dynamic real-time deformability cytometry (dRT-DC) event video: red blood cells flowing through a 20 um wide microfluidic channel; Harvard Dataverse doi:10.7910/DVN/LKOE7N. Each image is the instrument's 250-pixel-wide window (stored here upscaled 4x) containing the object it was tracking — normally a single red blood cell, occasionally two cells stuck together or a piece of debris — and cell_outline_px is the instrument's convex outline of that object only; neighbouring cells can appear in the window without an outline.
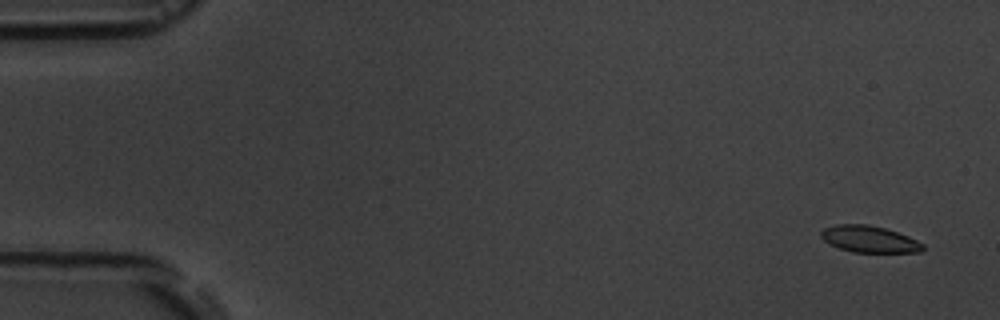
{"species": "common noctule bat (a hibernating species)", "species_latin": "Nyctalus noctula", "temperature_condition": "room temperature", "stored_images_in_passage": 5, "camera_frame_rate_fps": 3000, "um_per_image_px": 0.085, "animal": {"sex": "male", "body_mass_g": 19.5, "forearm_length_mm": 54.6}, "frame": {"image": 1, "passage_image": 1, "time_ms": 0.0, "image_size_px": [1000, 320], "cell_outline_px": [[924, 248], [920, 252], [852, 252], [828, 244], [820, 236], [820, 232], [824, 228], [836, 224], [868, 224], [884, 228], [908, 236], [924, 244]], "centroid_in_image_um": [73.86, 20.32], "position_along_channel_um": 11.1, "area_um2": 15.78}}
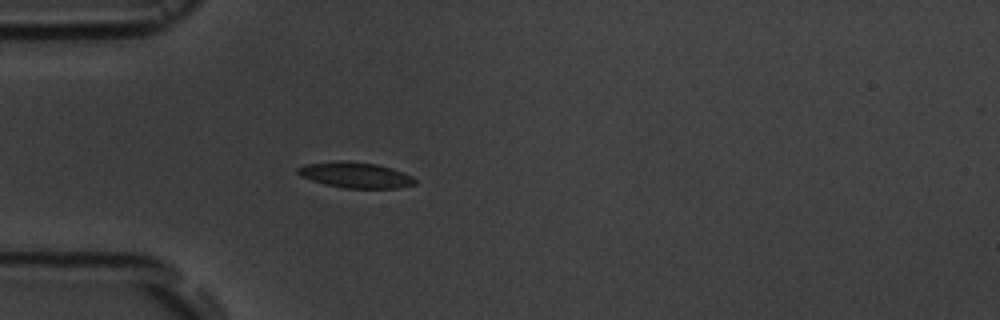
{"frame": {"image": 2, "passage_image": 5, "time_ms": 4.667, "image_size_px": [1000, 320], "cell_outline_px": [[416, 184], [400, 188], [344, 188], [324, 184], [300, 176], [296, 172], [296, 168], [304, 164], [336, 160], [344, 160], [376, 164], [392, 168], [412, 176], [416, 180]], "centroid_in_image_um": [30.19, 14.87], "position_along_channel_um": 54.8, "area_um2": 17.74}}